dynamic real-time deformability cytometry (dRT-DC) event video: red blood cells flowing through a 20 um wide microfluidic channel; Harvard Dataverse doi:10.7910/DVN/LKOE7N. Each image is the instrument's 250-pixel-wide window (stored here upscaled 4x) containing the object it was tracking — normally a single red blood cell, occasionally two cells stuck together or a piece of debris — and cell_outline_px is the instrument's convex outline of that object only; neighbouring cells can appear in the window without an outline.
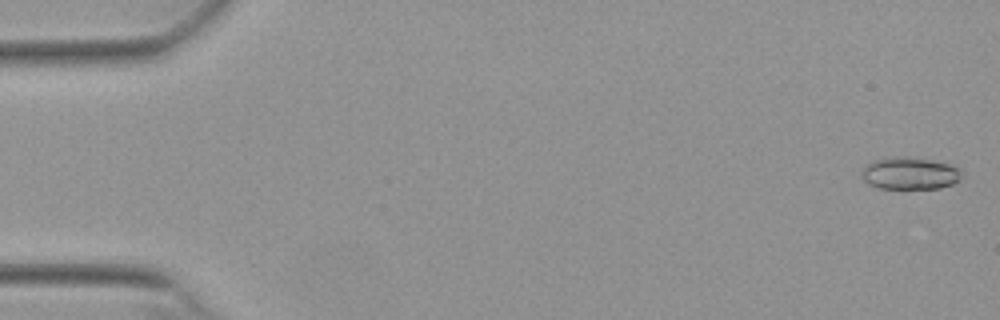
{"species": "Egyptian fruit bat (a non-hibernating species)", "species_latin": "Rousettus aegyptiacus", "temperature_condition": "warm", "stored_images_in_passage": 53, "camera_frame_rate_fps": 3000, "um_per_image_px": 0.085, "animal": {"sex": "female"}, "frame": {"image": 1, "passage_image": 1, "time_ms": 0.0, "image_size_px": [1000, 320], "cell_outline_px": [[964, 172], [960, 180], [952, 184], [940, 188], [880, 188], [868, 184], [860, 176], [860, 172], [864, 164], [872, 160], [884, 156], [900, 156], [932, 160], [952, 164], [960, 168]], "centroid_in_image_um": [77.31, 14.71], "position_along_channel_um": 7.7, "area_um2": 19.36}}
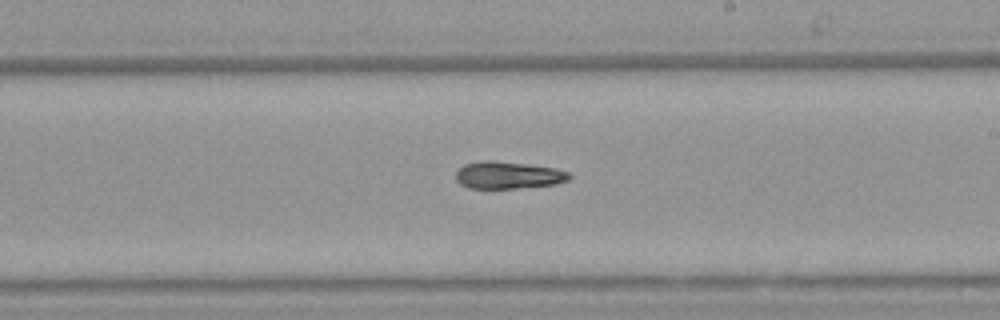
{"frame": {"image": 2, "passage_image": 31, "time_ms": 10.0, "image_size_px": [1000, 320], "cell_outline_px": [[572, 176], [568, 180], [556, 184], [516, 188], [468, 188], [460, 184], [456, 180], [456, 172], [464, 164], [480, 160], [492, 160], [556, 168], [568, 172]], "centroid_in_image_um": [43.17, 14.88], "position_along_channel_um": 245.8, "area_um2": 17.98}}
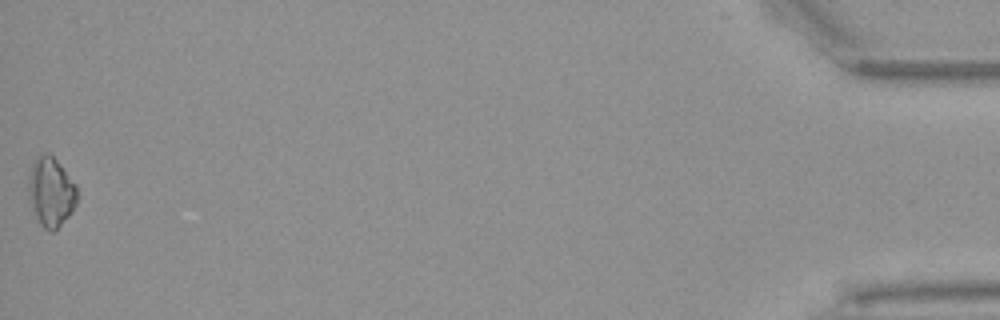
{"frame": {"image": 3, "passage_image": 53, "time_ms": 17.333, "image_size_px": [1000, 320], "cell_outline_px": [[80, 196], [72, 212], [52, 232], [44, 228], [40, 224], [32, 208], [28, 192], [28, 176], [32, 164], [44, 152], [48, 152], [56, 160], [76, 184]], "centroid_in_image_um": [4.35, 16.31], "position_along_channel_um": 430.8, "area_um2": 19.59}}